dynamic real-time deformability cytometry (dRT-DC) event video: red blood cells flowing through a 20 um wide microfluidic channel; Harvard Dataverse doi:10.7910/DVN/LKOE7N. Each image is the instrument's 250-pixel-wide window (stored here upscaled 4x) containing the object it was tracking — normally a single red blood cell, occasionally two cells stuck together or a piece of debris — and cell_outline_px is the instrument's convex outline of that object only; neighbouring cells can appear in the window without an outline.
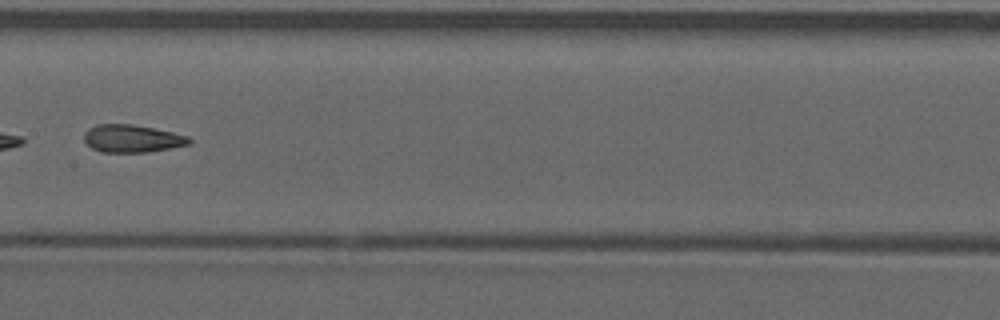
{"species": "common noctule bat (a hibernating species)", "species_latin": "Nyctalus noctula", "temperature_condition": "warm", "stored_images_in_passage": 9, "camera_frame_rate_fps": 3000, "um_per_image_px": 0.085, "animal": {"sex": "male", "forearm_length_mm": 52.5}, "frame": {"image": 1, "passage_image": 8, "time_ms": 2.333, "image_size_px": [1000, 320], "cell_outline_px": [[192, 144], [148, 152], [100, 152], [92, 148], [84, 140], [84, 132], [88, 128], [96, 124], [132, 124], [172, 132], [188, 136], [192, 140]], "centroid_in_image_um": [11.22, 11.78], "position_along_channel_um": 196.2, "area_um2": 16.99}}
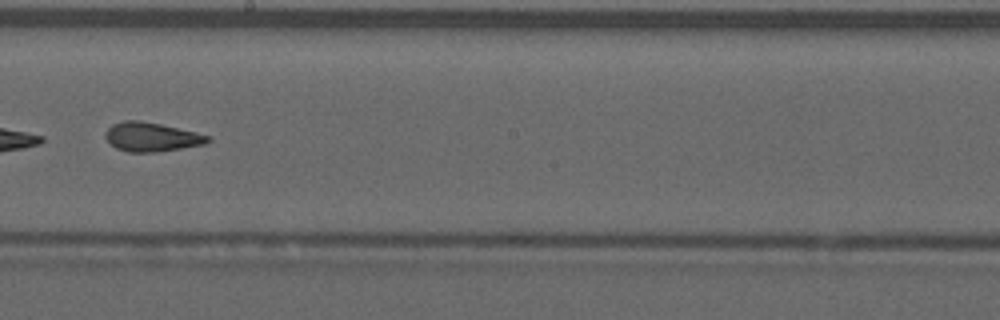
{"frame": {"image": 2, "passage_image": 9, "time_ms": 2.667, "image_size_px": [1000, 320], "cell_outline_px": [[212, 140], [208, 144], [156, 152], [128, 152], [116, 148], [104, 136], [104, 132], [112, 124], [124, 120], [140, 120], [160, 124], [196, 132], [212, 136]], "centroid_in_image_um": [12.92, 11.64], "position_along_channel_um": 235.3, "area_um2": 17.51}}